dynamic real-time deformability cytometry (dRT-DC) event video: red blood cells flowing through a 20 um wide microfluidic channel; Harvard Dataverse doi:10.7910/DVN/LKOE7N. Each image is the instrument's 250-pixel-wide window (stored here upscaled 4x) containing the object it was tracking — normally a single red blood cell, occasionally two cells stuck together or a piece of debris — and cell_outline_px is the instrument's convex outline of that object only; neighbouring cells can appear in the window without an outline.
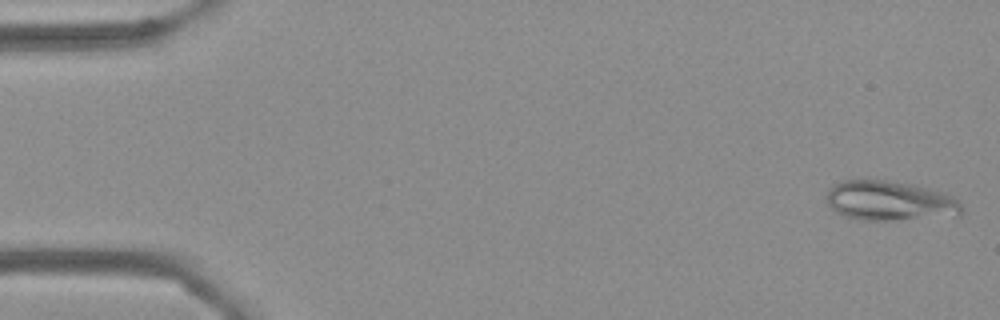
{"species": "Egyptian fruit bat (a non-hibernating species)", "species_latin": "Rousettus aegyptiacus", "temperature_condition": "cold", "stored_images_in_passage": 56, "camera_frame_rate_fps": 3000, "um_per_image_px": 0.085, "frame": {"image": 1, "passage_image": 2, "time_ms": 0.333, "image_size_px": [1000, 320], "cell_outline_px": [[964, 212], [960, 216], [892, 220], [860, 220], [844, 216], [836, 212], [828, 204], [828, 188], [832, 184], [844, 180], [884, 180], [912, 184], [948, 192], [964, 208]], "centroid_in_image_um": [75.69, 17.07], "position_along_channel_um": 9.3, "area_um2": 31.73}}
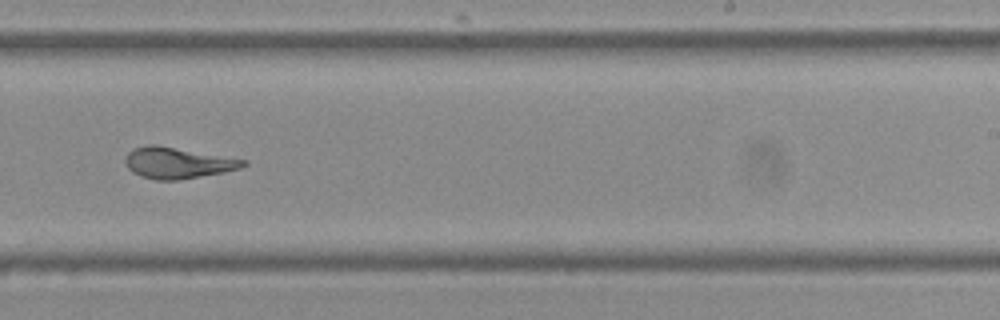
{"frame": {"image": 2, "passage_image": 35, "time_ms": 11.333, "image_size_px": [1000, 320], "cell_outline_px": [[248, 164], [240, 168], [220, 172], [176, 180], [156, 180], [140, 176], [132, 172], [124, 164], [124, 160], [128, 152], [132, 148], [148, 144], [156, 144], [248, 160]], "centroid_in_image_um": [15.04, 13.82], "position_along_channel_um": 274.0, "area_um2": 21.39}}
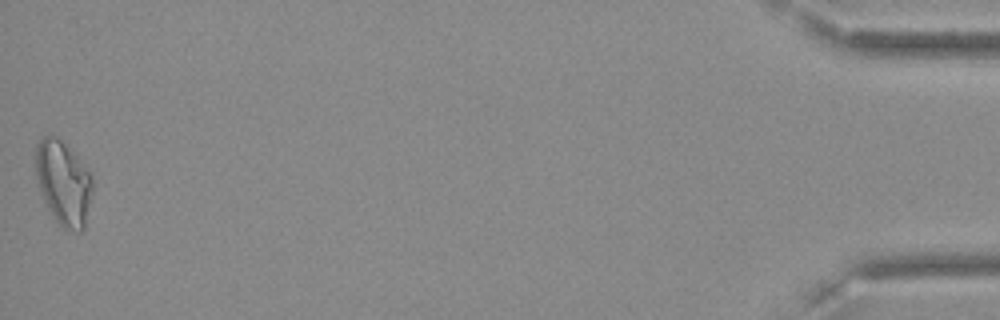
{"frame": {"image": 3, "passage_image": 56, "time_ms": 18.333, "image_size_px": [1000, 320], "cell_outline_px": [[92, 192], [84, 232], [76, 232], [60, 228], [48, 208], [44, 200], [36, 176], [36, 144], [44, 136], [56, 136], [92, 172]], "centroid_in_image_um": [5.42, 15.6], "position_along_channel_um": 429.8, "area_um2": 27.98}, "authors_computed_cell_mechanics": {"area_um2": 22.6576, "velocity_mm_per_s": 3.6024, "shape_relaxation_time_tau1_ms": 8.1588, "shape_relaxation_time_tau2_ms": 1.6303, "deformation_change_tau1": 0.2118, "deformation_change_tau2": 0.0583}}